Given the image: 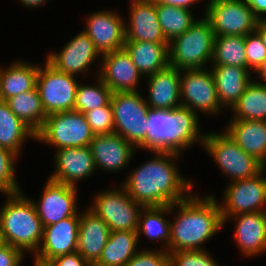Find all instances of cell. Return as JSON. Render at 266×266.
Instances as JSON below:
<instances>
[{"instance_id": "1", "label": "cell", "mask_w": 266, "mask_h": 266, "mask_svg": "<svg viewBox=\"0 0 266 266\" xmlns=\"http://www.w3.org/2000/svg\"><path fill=\"white\" fill-rule=\"evenodd\" d=\"M154 155L122 183L128 195L144 207L170 206L188 198L193 181L183 178L174 162L181 154L154 151Z\"/></svg>"}, {"instance_id": "2", "label": "cell", "mask_w": 266, "mask_h": 266, "mask_svg": "<svg viewBox=\"0 0 266 266\" xmlns=\"http://www.w3.org/2000/svg\"><path fill=\"white\" fill-rule=\"evenodd\" d=\"M177 215L170 222V243L168 252L204 250L203 244L224 225L219 202L213 195L202 199L191 195L173 204ZM202 246V247H201Z\"/></svg>"}, {"instance_id": "3", "label": "cell", "mask_w": 266, "mask_h": 266, "mask_svg": "<svg viewBox=\"0 0 266 266\" xmlns=\"http://www.w3.org/2000/svg\"><path fill=\"white\" fill-rule=\"evenodd\" d=\"M148 151L175 152L192 146L200 141L202 145L205 133L199 130L198 114L188 108L178 107L172 110H149L148 114Z\"/></svg>"}, {"instance_id": "4", "label": "cell", "mask_w": 266, "mask_h": 266, "mask_svg": "<svg viewBox=\"0 0 266 266\" xmlns=\"http://www.w3.org/2000/svg\"><path fill=\"white\" fill-rule=\"evenodd\" d=\"M0 209V238L3 243L35 254L43 237V225L33 201L22 191L7 195Z\"/></svg>"}, {"instance_id": "5", "label": "cell", "mask_w": 266, "mask_h": 266, "mask_svg": "<svg viewBox=\"0 0 266 266\" xmlns=\"http://www.w3.org/2000/svg\"><path fill=\"white\" fill-rule=\"evenodd\" d=\"M214 37L210 22L203 16L169 42V66L180 71L204 68L213 58Z\"/></svg>"}, {"instance_id": "6", "label": "cell", "mask_w": 266, "mask_h": 266, "mask_svg": "<svg viewBox=\"0 0 266 266\" xmlns=\"http://www.w3.org/2000/svg\"><path fill=\"white\" fill-rule=\"evenodd\" d=\"M114 133L136 148L148 150V114L150 107L138 91L112 93Z\"/></svg>"}, {"instance_id": "7", "label": "cell", "mask_w": 266, "mask_h": 266, "mask_svg": "<svg viewBox=\"0 0 266 266\" xmlns=\"http://www.w3.org/2000/svg\"><path fill=\"white\" fill-rule=\"evenodd\" d=\"M203 147L212 156L230 182L251 178L259 174L265 166L255 157L246 153L224 131L205 133Z\"/></svg>"}, {"instance_id": "8", "label": "cell", "mask_w": 266, "mask_h": 266, "mask_svg": "<svg viewBox=\"0 0 266 266\" xmlns=\"http://www.w3.org/2000/svg\"><path fill=\"white\" fill-rule=\"evenodd\" d=\"M94 136L85 115L71 110L48 115L35 140L63 149L89 146Z\"/></svg>"}, {"instance_id": "9", "label": "cell", "mask_w": 266, "mask_h": 266, "mask_svg": "<svg viewBox=\"0 0 266 266\" xmlns=\"http://www.w3.org/2000/svg\"><path fill=\"white\" fill-rule=\"evenodd\" d=\"M80 81L73 75L57 70L47 60L39 66L36 88L46 115L74 110Z\"/></svg>"}, {"instance_id": "10", "label": "cell", "mask_w": 266, "mask_h": 266, "mask_svg": "<svg viewBox=\"0 0 266 266\" xmlns=\"http://www.w3.org/2000/svg\"><path fill=\"white\" fill-rule=\"evenodd\" d=\"M93 201L89 208L108 225L111 232L137 231L144 206L135 202L123 187L99 192Z\"/></svg>"}, {"instance_id": "11", "label": "cell", "mask_w": 266, "mask_h": 266, "mask_svg": "<svg viewBox=\"0 0 266 266\" xmlns=\"http://www.w3.org/2000/svg\"><path fill=\"white\" fill-rule=\"evenodd\" d=\"M204 17L210 22L215 36L245 37L255 31L258 22L245 0H209Z\"/></svg>"}, {"instance_id": "12", "label": "cell", "mask_w": 266, "mask_h": 266, "mask_svg": "<svg viewBox=\"0 0 266 266\" xmlns=\"http://www.w3.org/2000/svg\"><path fill=\"white\" fill-rule=\"evenodd\" d=\"M265 170L266 167L256 176L233 181L224 189L223 203H219L224 224L234 215L266 212Z\"/></svg>"}, {"instance_id": "13", "label": "cell", "mask_w": 266, "mask_h": 266, "mask_svg": "<svg viewBox=\"0 0 266 266\" xmlns=\"http://www.w3.org/2000/svg\"><path fill=\"white\" fill-rule=\"evenodd\" d=\"M180 98L181 106L197 111L216 115L221 112L217 90L211 70L205 68L181 70Z\"/></svg>"}, {"instance_id": "14", "label": "cell", "mask_w": 266, "mask_h": 266, "mask_svg": "<svg viewBox=\"0 0 266 266\" xmlns=\"http://www.w3.org/2000/svg\"><path fill=\"white\" fill-rule=\"evenodd\" d=\"M46 182L40 202L32 200L43 227L72 216H80L76 204L77 187L59 183L49 178Z\"/></svg>"}, {"instance_id": "15", "label": "cell", "mask_w": 266, "mask_h": 266, "mask_svg": "<svg viewBox=\"0 0 266 266\" xmlns=\"http://www.w3.org/2000/svg\"><path fill=\"white\" fill-rule=\"evenodd\" d=\"M100 55L93 41L81 31L60 52H50L46 60L57 70L76 76L81 72L87 74L90 64L92 65Z\"/></svg>"}, {"instance_id": "16", "label": "cell", "mask_w": 266, "mask_h": 266, "mask_svg": "<svg viewBox=\"0 0 266 266\" xmlns=\"http://www.w3.org/2000/svg\"><path fill=\"white\" fill-rule=\"evenodd\" d=\"M101 56L102 62L97 76L113 93L138 91L136 88L141 74L125 48Z\"/></svg>"}, {"instance_id": "17", "label": "cell", "mask_w": 266, "mask_h": 266, "mask_svg": "<svg viewBox=\"0 0 266 266\" xmlns=\"http://www.w3.org/2000/svg\"><path fill=\"white\" fill-rule=\"evenodd\" d=\"M112 11H98L87 17L83 31L93 41L101 55L124 48L125 21Z\"/></svg>"}, {"instance_id": "18", "label": "cell", "mask_w": 266, "mask_h": 266, "mask_svg": "<svg viewBox=\"0 0 266 266\" xmlns=\"http://www.w3.org/2000/svg\"><path fill=\"white\" fill-rule=\"evenodd\" d=\"M56 151L55 171L49 177L53 181L77 187L76 182L88 178L97 170L89 146Z\"/></svg>"}, {"instance_id": "19", "label": "cell", "mask_w": 266, "mask_h": 266, "mask_svg": "<svg viewBox=\"0 0 266 266\" xmlns=\"http://www.w3.org/2000/svg\"><path fill=\"white\" fill-rule=\"evenodd\" d=\"M128 26L125 24V41L168 43L162 32L156 3L153 0H132Z\"/></svg>"}, {"instance_id": "20", "label": "cell", "mask_w": 266, "mask_h": 266, "mask_svg": "<svg viewBox=\"0 0 266 266\" xmlns=\"http://www.w3.org/2000/svg\"><path fill=\"white\" fill-rule=\"evenodd\" d=\"M80 216H72L43 227V237L35 253L37 256L52 260L55 257L77 251Z\"/></svg>"}, {"instance_id": "21", "label": "cell", "mask_w": 266, "mask_h": 266, "mask_svg": "<svg viewBox=\"0 0 266 266\" xmlns=\"http://www.w3.org/2000/svg\"><path fill=\"white\" fill-rule=\"evenodd\" d=\"M96 169L118 171L130 163L136 147L118 134L95 135L89 144Z\"/></svg>"}, {"instance_id": "22", "label": "cell", "mask_w": 266, "mask_h": 266, "mask_svg": "<svg viewBox=\"0 0 266 266\" xmlns=\"http://www.w3.org/2000/svg\"><path fill=\"white\" fill-rule=\"evenodd\" d=\"M181 71L168 66L147 77V105L152 110H172L181 107Z\"/></svg>"}, {"instance_id": "23", "label": "cell", "mask_w": 266, "mask_h": 266, "mask_svg": "<svg viewBox=\"0 0 266 266\" xmlns=\"http://www.w3.org/2000/svg\"><path fill=\"white\" fill-rule=\"evenodd\" d=\"M108 225L90 208L82 212L79 219L77 252L93 266L100 258L109 239Z\"/></svg>"}, {"instance_id": "24", "label": "cell", "mask_w": 266, "mask_h": 266, "mask_svg": "<svg viewBox=\"0 0 266 266\" xmlns=\"http://www.w3.org/2000/svg\"><path fill=\"white\" fill-rule=\"evenodd\" d=\"M236 220L234 240L245 257L266 252V212L231 216ZM234 217V218H233Z\"/></svg>"}, {"instance_id": "25", "label": "cell", "mask_w": 266, "mask_h": 266, "mask_svg": "<svg viewBox=\"0 0 266 266\" xmlns=\"http://www.w3.org/2000/svg\"><path fill=\"white\" fill-rule=\"evenodd\" d=\"M223 131L266 167V121L231 119Z\"/></svg>"}, {"instance_id": "26", "label": "cell", "mask_w": 266, "mask_h": 266, "mask_svg": "<svg viewBox=\"0 0 266 266\" xmlns=\"http://www.w3.org/2000/svg\"><path fill=\"white\" fill-rule=\"evenodd\" d=\"M212 76L222 108H233L252 81L249 70L237 66H212Z\"/></svg>"}, {"instance_id": "27", "label": "cell", "mask_w": 266, "mask_h": 266, "mask_svg": "<svg viewBox=\"0 0 266 266\" xmlns=\"http://www.w3.org/2000/svg\"><path fill=\"white\" fill-rule=\"evenodd\" d=\"M124 48L142 77L153 75L169 66V43L125 41Z\"/></svg>"}, {"instance_id": "28", "label": "cell", "mask_w": 266, "mask_h": 266, "mask_svg": "<svg viewBox=\"0 0 266 266\" xmlns=\"http://www.w3.org/2000/svg\"><path fill=\"white\" fill-rule=\"evenodd\" d=\"M0 66V100L9 98L36 88L39 66L30 62L16 61L9 67Z\"/></svg>"}, {"instance_id": "29", "label": "cell", "mask_w": 266, "mask_h": 266, "mask_svg": "<svg viewBox=\"0 0 266 266\" xmlns=\"http://www.w3.org/2000/svg\"><path fill=\"white\" fill-rule=\"evenodd\" d=\"M138 241L137 232L112 231L99 260L93 266H125L138 252Z\"/></svg>"}, {"instance_id": "30", "label": "cell", "mask_w": 266, "mask_h": 266, "mask_svg": "<svg viewBox=\"0 0 266 266\" xmlns=\"http://www.w3.org/2000/svg\"><path fill=\"white\" fill-rule=\"evenodd\" d=\"M27 137L36 139V133L10 110L6 101L0 100V147L19 156Z\"/></svg>"}, {"instance_id": "31", "label": "cell", "mask_w": 266, "mask_h": 266, "mask_svg": "<svg viewBox=\"0 0 266 266\" xmlns=\"http://www.w3.org/2000/svg\"><path fill=\"white\" fill-rule=\"evenodd\" d=\"M173 212V204L170 206L144 207L139 215L136 231L138 239L143 233V235L148 236L152 241L156 239L164 240L165 247H163V250L168 252L171 229L169 220H166L163 215L166 213L172 214Z\"/></svg>"}, {"instance_id": "32", "label": "cell", "mask_w": 266, "mask_h": 266, "mask_svg": "<svg viewBox=\"0 0 266 266\" xmlns=\"http://www.w3.org/2000/svg\"><path fill=\"white\" fill-rule=\"evenodd\" d=\"M231 110L232 119L266 121V84L251 81Z\"/></svg>"}, {"instance_id": "33", "label": "cell", "mask_w": 266, "mask_h": 266, "mask_svg": "<svg viewBox=\"0 0 266 266\" xmlns=\"http://www.w3.org/2000/svg\"><path fill=\"white\" fill-rule=\"evenodd\" d=\"M6 102L10 110L35 133L42 128L47 115L43 110L37 88L13 96Z\"/></svg>"}, {"instance_id": "34", "label": "cell", "mask_w": 266, "mask_h": 266, "mask_svg": "<svg viewBox=\"0 0 266 266\" xmlns=\"http://www.w3.org/2000/svg\"><path fill=\"white\" fill-rule=\"evenodd\" d=\"M214 62V63H213ZM213 66L247 67V57L243 36L223 35L214 37Z\"/></svg>"}, {"instance_id": "35", "label": "cell", "mask_w": 266, "mask_h": 266, "mask_svg": "<svg viewBox=\"0 0 266 266\" xmlns=\"http://www.w3.org/2000/svg\"><path fill=\"white\" fill-rule=\"evenodd\" d=\"M158 20L169 43L174 38L186 32L197 20L190 9L165 4H156Z\"/></svg>"}, {"instance_id": "36", "label": "cell", "mask_w": 266, "mask_h": 266, "mask_svg": "<svg viewBox=\"0 0 266 266\" xmlns=\"http://www.w3.org/2000/svg\"><path fill=\"white\" fill-rule=\"evenodd\" d=\"M96 85L79 84L77 88L74 110L85 113L89 110L106 106L111 101L112 91L97 76Z\"/></svg>"}, {"instance_id": "37", "label": "cell", "mask_w": 266, "mask_h": 266, "mask_svg": "<svg viewBox=\"0 0 266 266\" xmlns=\"http://www.w3.org/2000/svg\"><path fill=\"white\" fill-rule=\"evenodd\" d=\"M17 157L12 151L0 147V192L4 195L21 192L14 170Z\"/></svg>"}, {"instance_id": "38", "label": "cell", "mask_w": 266, "mask_h": 266, "mask_svg": "<svg viewBox=\"0 0 266 266\" xmlns=\"http://www.w3.org/2000/svg\"><path fill=\"white\" fill-rule=\"evenodd\" d=\"M94 135L114 133V115L111 103L84 113Z\"/></svg>"}, {"instance_id": "39", "label": "cell", "mask_w": 266, "mask_h": 266, "mask_svg": "<svg viewBox=\"0 0 266 266\" xmlns=\"http://www.w3.org/2000/svg\"><path fill=\"white\" fill-rule=\"evenodd\" d=\"M169 266H218V264L204 249L169 252Z\"/></svg>"}, {"instance_id": "40", "label": "cell", "mask_w": 266, "mask_h": 266, "mask_svg": "<svg viewBox=\"0 0 266 266\" xmlns=\"http://www.w3.org/2000/svg\"><path fill=\"white\" fill-rule=\"evenodd\" d=\"M247 67L254 71L266 58V46L260 36L254 31L244 37Z\"/></svg>"}, {"instance_id": "41", "label": "cell", "mask_w": 266, "mask_h": 266, "mask_svg": "<svg viewBox=\"0 0 266 266\" xmlns=\"http://www.w3.org/2000/svg\"><path fill=\"white\" fill-rule=\"evenodd\" d=\"M125 266H169V252L139 249Z\"/></svg>"}, {"instance_id": "42", "label": "cell", "mask_w": 266, "mask_h": 266, "mask_svg": "<svg viewBox=\"0 0 266 266\" xmlns=\"http://www.w3.org/2000/svg\"><path fill=\"white\" fill-rule=\"evenodd\" d=\"M24 253L9 244H0V266H20L24 260Z\"/></svg>"}, {"instance_id": "43", "label": "cell", "mask_w": 266, "mask_h": 266, "mask_svg": "<svg viewBox=\"0 0 266 266\" xmlns=\"http://www.w3.org/2000/svg\"><path fill=\"white\" fill-rule=\"evenodd\" d=\"M56 266H91L79 252L65 254L51 260Z\"/></svg>"}, {"instance_id": "44", "label": "cell", "mask_w": 266, "mask_h": 266, "mask_svg": "<svg viewBox=\"0 0 266 266\" xmlns=\"http://www.w3.org/2000/svg\"><path fill=\"white\" fill-rule=\"evenodd\" d=\"M247 5L253 10L254 16L260 20L266 14V0H245Z\"/></svg>"}, {"instance_id": "45", "label": "cell", "mask_w": 266, "mask_h": 266, "mask_svg": "<svg viewBox=\"0 0 266 266\" xmlns=\"http://www.w3.org/2000/svg\"><path fill=\"white\" fill-rule=\"evenodd\" d=\"M156 4H165L175 7H182L189 9L192 4L197 3L201 0H153Z\"/></svg>"}, {"instance_id": "46", "label": "cell", "mask_w": 266, "mask_h": 266, "mask_svg": "<svg viewBox=\"0 0 266 266\" xmlns=\"http://www.w3.org/2000/svg\"><path fill=\"white\" fill-rule=\"evenodd\" d=\"M255 32L260 36L262 43L266 46V16L257 22Z\"/></svg>"}, {"instance_id": "47", "label": "cell", "mask_w": 266, "mask_h": 266, "mask_svg": "<svg viewBox=\"0 0 266 266\" xmlns=\"http://www.w3.org/2000/svg\"><path fill=\"white\" fill-rule=\"evenodd\" d=\"M255 73H256V75L258 74V77H260L259 80H261V81L257 80V82L266 84V58L263 60V62L255 70ZM263 81H265V82H263Z\"/></svg>"}, {"instance_id": "48", "label": "cell", "mask_w": 266, "mask_h": 266, "mask_svg": "<svg viewBox=\"0 0 266 266\" xmlns=\"http://www.w3.org/2000/svg\"><path fill=\"white\" fill-rule=\"evenodd\" d=\"M33 257L35 258L33 266H56L51 260L41 258L36 254Z\"/></svg>"}, {"instance_id": "49", "label": "cell", "mask_w": 266, "mask_h": 266, "mask_svg": "<svg viewBox=\"0 0 266 266\" xmlns=\"http://www.w3.org/2000/svg\"><path fill=\"white\" fill-rule=\"evenodd\" d=\"M47 0H20V3H22L26 7H37L41 6L44 2Z\"/></svg>"}]
</instances>
